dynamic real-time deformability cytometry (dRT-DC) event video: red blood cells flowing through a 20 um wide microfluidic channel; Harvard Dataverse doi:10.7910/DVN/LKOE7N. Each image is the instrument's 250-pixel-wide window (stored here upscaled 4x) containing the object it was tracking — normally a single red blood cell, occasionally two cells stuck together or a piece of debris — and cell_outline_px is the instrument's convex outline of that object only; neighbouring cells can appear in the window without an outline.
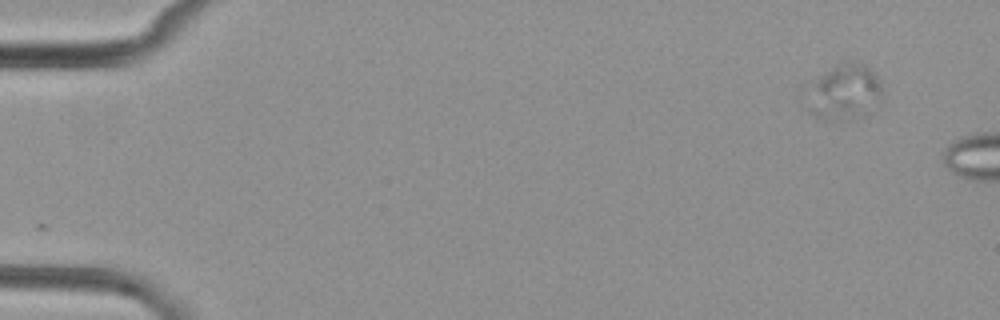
{"species": "common noctule bat (a hibernating species)", "species_latin": "Nyctalus noctula", "temperature_condition": "cold", "stored_images_in_passage": 5, "camera_frame_rate_fps": 3000, "um_per_image_px": 0.085, "animal": {"sex": "female", "body_mass_g": 29.2, "forearm_length_mm": 56.3}, "frame": {"image": 1, "passage_image": 2, "time_ms": 1.0, "image_size_px": [1000, 320], "cell_outline_px": [[884, 92], [880, 100], [836, 120], [816, 116], [808, 112], [808, 108], [816, 80], [820, 76], [836, 64], [844, 60], [848, 60], [864, 64], [880, 80]], "centroid_in_image_um": [71.79, 7.7], "position_along_channel_um": 13.2, "area_um2": 22.31}}